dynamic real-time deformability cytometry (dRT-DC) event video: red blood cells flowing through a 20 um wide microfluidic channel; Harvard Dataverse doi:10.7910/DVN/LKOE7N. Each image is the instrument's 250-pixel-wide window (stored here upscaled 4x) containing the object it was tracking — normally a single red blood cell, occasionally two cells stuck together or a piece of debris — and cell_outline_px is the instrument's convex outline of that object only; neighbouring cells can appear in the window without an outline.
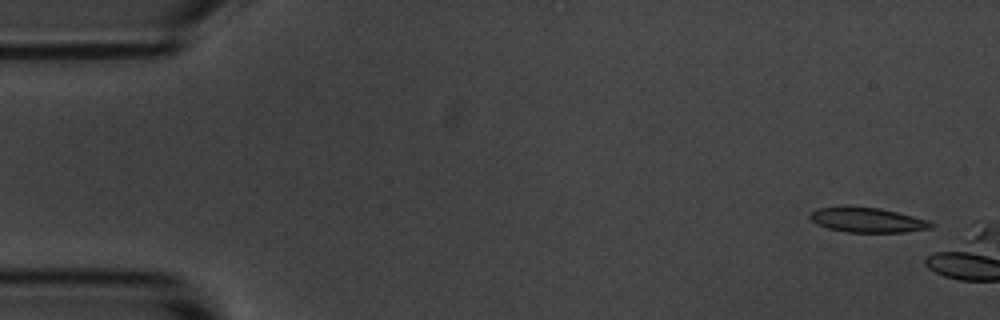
{"species": "common noctule bat (a hibernating species)", "species_latin": "Nyctalus noctula", "temperature_condition": "room temperature", "stored_images_in_passage": 2, "camera_frame_rate_fps": 3000, "um_per_image_px": 0.085, "animal": {"sex": "male", "body_mass_g": 20.1, "forearm_length_mm": 53.5}, "frame": {"image": 1, "passage_image": 1, "time_ms": 0.0, "image_size_px": [1000, 320], "cell_outline_px": [[936, 224], [932, 228], [904, 232], [848, 232], [828, 228], [816, 224], [808, 216], [812, 212], [820, 208], [880, 208], [928, 220]], "centroid_in_image_um": [73.79, 18.73], "position_along_channel_um": 11.2, "area_um2": 16.94}}